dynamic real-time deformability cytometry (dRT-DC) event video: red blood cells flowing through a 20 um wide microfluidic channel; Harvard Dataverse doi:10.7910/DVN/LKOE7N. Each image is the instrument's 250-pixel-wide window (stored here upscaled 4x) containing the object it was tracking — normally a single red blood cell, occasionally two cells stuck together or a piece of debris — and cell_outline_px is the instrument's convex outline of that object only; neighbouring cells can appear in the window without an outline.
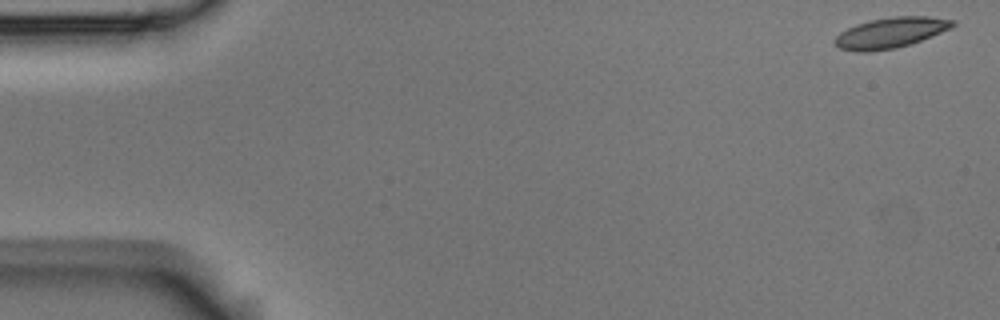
{"species": "Egyptian fruit bat (a non-hibernating species)", "species_latin": "Rousettus aegyptiacus", "temperature_condition": "room temperature", "stored_images_in_passage": 7, "camera_frame_rate_fps": 3000, "um_per_image_px": 0.085, "animal": {"sex": "male"}, "frame": {"image": 1, "passage_image": 1, "time_ms": 0.0, "image_size_px": [1000, 320], "cell_outline_px": [[956, 24], [940, 32], [920, 40], [896, 48], [872, 52], [856, 52], [840, 48], [832, 40], [840, 32], [856, 24], [868, 20], [892, 16], [928, 16], [956, 20]], "centroid_in_image_um": [75.65, 2.78], "position_along_channel_um": 9.3, "area_um2": 20.92}}
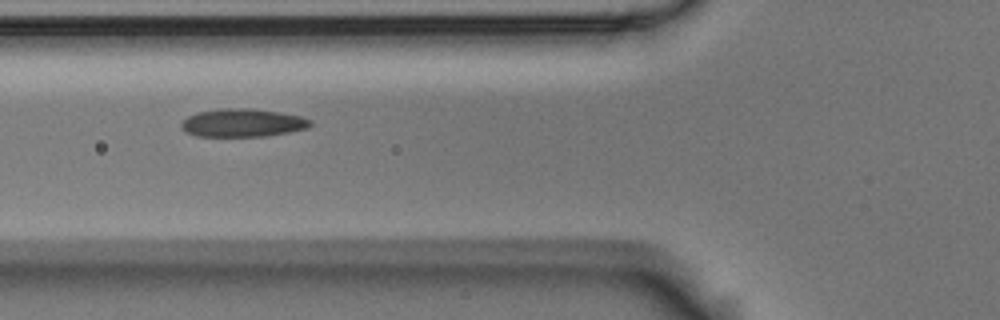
{"frame": {"image": 2, "passage_image": 6, "time_ms": 1.667, "image_size_px": [1000, 320], "cell_outline_px": [[312, 124], [308, 128], [288, 132], [264, 136], [196, 136], [188, 132], [180, 124], [188, 116], [196, 112], [220, 108], [248, 108], [280, 112], [300, 116], [312, 120]], "centroid_in_image_um": [20.64, 10.43], "position_along_channel_um": 105.2, "area_um2": 21.04}}
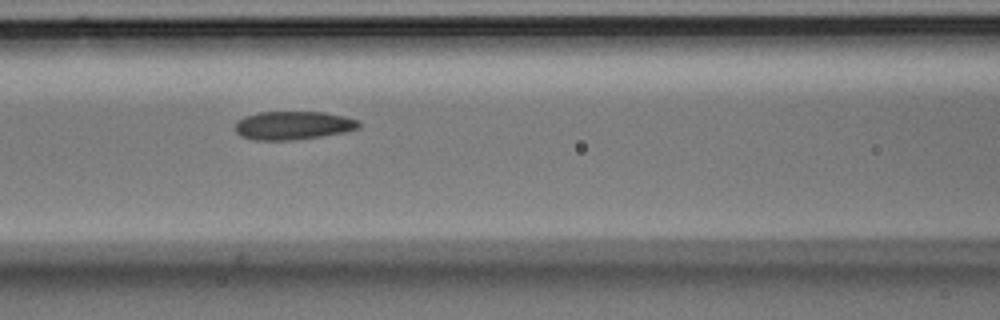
{"frame": {"image": 3, "passage_image": 7, "time_ms": 2.0, "image_size_px": [1000, 320], "cell_outline_px": [[360, 128], [344, 132], [320, 136], [292, 140], [252, 140], [240, 136], [236, 132], [236, 124], [244, 116], [260, 112], [324, 112], [344, 116], [360, 120]], "centroid_in_image_um": [24.93, 10.66], "position_along_channel_um": 141.7, "area_um2": 20.46}}